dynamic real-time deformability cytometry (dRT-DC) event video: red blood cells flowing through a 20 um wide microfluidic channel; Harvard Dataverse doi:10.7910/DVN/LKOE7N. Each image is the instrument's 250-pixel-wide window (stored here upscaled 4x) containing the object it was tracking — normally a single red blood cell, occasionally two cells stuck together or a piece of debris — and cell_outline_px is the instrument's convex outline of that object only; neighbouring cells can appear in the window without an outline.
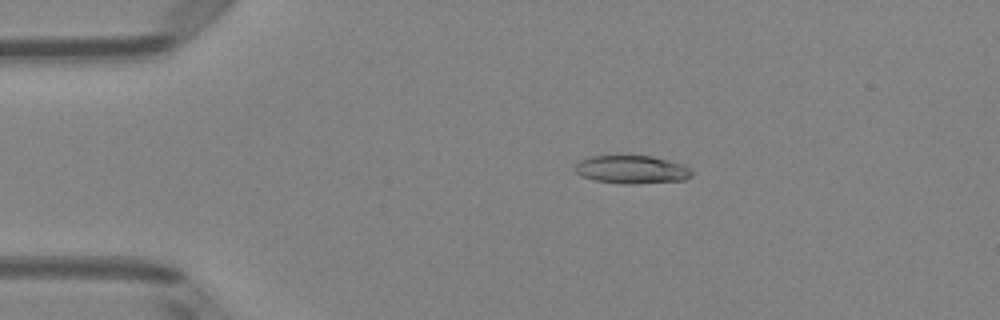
{"species": "Egyptian fruit bat (a non-hibernating species)", "species_latin": "Rousettus aegyptiacus", "temperature_condition": "room temperature", "stored_images_in_passage": 50, "camera_frame_rate_fps": 3000, "um_per_image_px": 0.085, "animal": {"sex": "female"}, "frame": {"image": 1, "passage_image": 10, "time_ms": 3.0, "image_size_px": [1000, 320], "cell_outline_px": [[692, 176], [684, 180], [632, 184], [624, 184], [596, 180], [580, 176], [572, 168], [580, 160], [592, 156], [616, 152], [652, 156], [684, 164], [692, 168]], "centroid_in_image_um": [53.67, 14.36], "position_along_channel_um": 31.3, "area_um2": 20.11}}
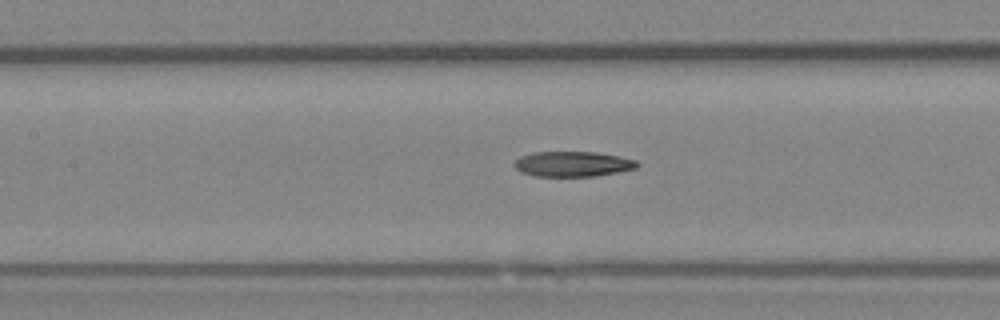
{"frame": {"image": 2, "passage_image": 23, "time_ms": 7.333, "image_size_px": [1000, 320], "cell_outline_px": [[640, 164], [636, 168], [596, 176], [532, 176], [520, 172], [512, 164], [520, 156], [532, 152], [596, 152], [620, 156], [636, 160]], "centroid_in_image_um": [48.66, 13.94], "position_along_channel_um": 158.7, "area_um2": 18.15}}
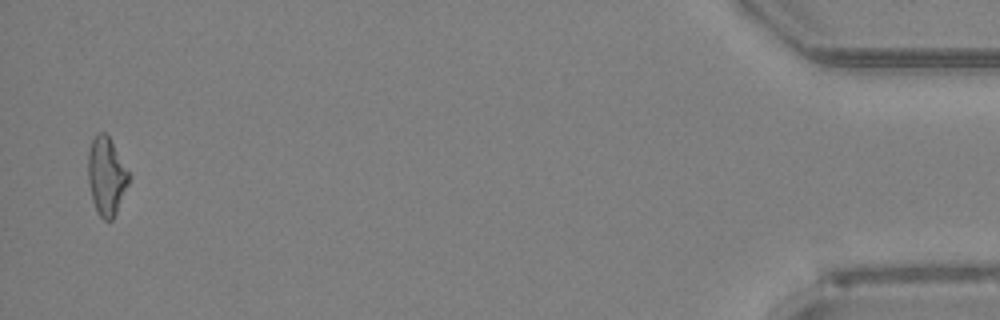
{"frame": {"image": 3, "passage_image": 49, "time_ms": 16.0, "image_size_px": [1000, 320], "cell_outline_px": [[132, 176], [116, 212], [112, 220], [104, 220], [96, 212], [92, 200], [88, 180], [88, 152], [92, 140], [96, 132], [104, 132], [108, 136]], "centroid_in_image_um": [9.05, 14.97], "position_along_channel_um": 426.2, "area_um2": 18.61}, "authors_computed_cell_mechanics": {"area_um2": 18.7272, "velocity_mm_per_s": 4.1043, "shape_relaxation_time_tau1_ms": null, "shape_relaxation_time_tau2_ms": 8.208, "deformation_change_tau1": null, "deformation_change_tau2": 0.2259}}